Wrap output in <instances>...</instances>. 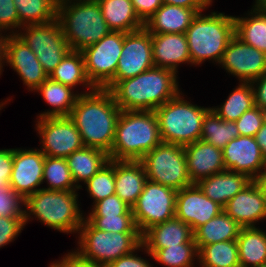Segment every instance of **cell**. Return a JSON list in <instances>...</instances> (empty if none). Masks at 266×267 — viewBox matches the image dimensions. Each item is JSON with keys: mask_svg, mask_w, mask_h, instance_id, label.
I'll use <instances>...</instances> for the list:
<instances>
[{"mask_svg": "<svg viewBox=\"0 0 266 267\" xmlns=\"http://www.w3.org/2000/svg\"><path fill=\"white\" fill-rule=\"evenodd\" d=\"M254 7L266 12V0H256Z\"/></svg>", "mask_w": 266, "mask_h": 267, "instance_id": "55", "label": "cell"}, {"mask_svg": "<svg viewBox=\"0 0 266 267\" xmlns=\"http://www.w3.org/2000/svg\"><path fill=\"white\" fill-rule=\"evenodd\" d=\"M14 28L19 29V17L14 0H0V29H11V35H16L18 31L14 32Z\"/></svg>", "mask_w": 266, "mask_h": 267, "instance_id": "45", "label": "cell"}, {"mask_svg": "<svg viewBox=\"0 0 266 267\" xmlns=\"http://www.w3.org/2000/svg\"><path fill=\"white\" fill-rule=\"evenodd\" d=\"M57 5L60 4V3H64L66 1H70V0H53ZM75 1V0H73Z\"/></svg>", "mask_w": 266, "mask_h": 267, "instance_id": "58", "label": "cell"}, {"mask_svg": "<svg viewBox=\"0 0 266 267\" xmlns=\"http://www.w3.org/2000/svg\"><path fill=\"white\" fill-rule=\"evenodd\" d=\"M257 181L259 182V184L263 188L265 196H266V179H258Z\"/></svg>", "mask_w": 266, "mask_h": 267, "instance_id": "56", "label": "cell"}, {"mask_svg": "<svg viewBox=\"0 0 266 267\" xmlns=\"http://www.w3.org/2000/svg\"><path fill=\"white\" fill-rule=\"evenodd\" d=\"M22 29L25 32L16 35L34 52L43 69L50 76L71 50L64 38L60 23L56 18L43 24L25 25Z\"/></svg>", "mask_w": 266, "mask_h": 267, "instance_id": "10", "label": "cell"}, {"mask_svg": "<svg viewBox=\"0 0 266 267\" xmlns=\"http://www.w3.org/2000/svg\"><path fill=\"white\" fill-rule=\"evenodd\" d=\"M162 142L154 111H121L115 131L111 160L140 161Z\"/></svg>", "mask_w": 266, "mask_h": 267, "instance_id": "3", "label": "cell"}, {"mask_svg": "<svg viewBox=\"0 0 266 267\" xmlns=\"http://www.w3.org/2000/svg\"><path fill=\"white\" fill-rule=\"evenodd\" d=\"M223 211L242 228L256 227L266 218V196L257 180H253L242 191L229 200Z\"/></svg>", "mask_w": 266, "mask_h": 267, "instance_id": "19", "label": "cell"}, {"mask_svg": "<svg viewBox=\"0 0 266 267\" xmlns=\"http://www.w3.org/2000/svg\"><path fill=\"white\" fill-rule=\"evenodd\" d=\"M49 185L47 190L77 191L66 158L45 156L43 181Z\"/></svg>", "mask_w": 266, "mask_h": 267, "instance_id": "39", "label": "cell"}, {"mask_svg": "<svg viewBox=\"0 0 266 267\" xmlns=\"http://www.w3.org/2000/svg\"><path fill=\"white\" fill-rule=\"evenodd\" d=\"M162 3L195 9L198 13H201L212 4V0H162Z\"/></svg>", "mask_w": 266, "mask_h": 267, "instance_id": "52", "label": "cell"}, {"mask_svg": "<svg viewBox=\"0 0 266 267\" xmlns=\"http://www.w3.org/2000/svg\"><path fill=\"white\" fill-rule=\"evenodd\" d=\"M14 3L19 17V28L56 19L57 4L53 0H14Z\"/></svg>", "mask_w": 266, "mask_h": 267, "instance_id": "37", "label": "cell"}, {"mask_svg": "<svg viewBox=\"0 0 266 267\" xmlns=\"http://www.w3.org/2000/svg\"><path fill=\"white\" fill-rule=\"evenodd\" d=\"M201 267H241L237 240L197 246Z\"/></svg>", "mask_w": 266, "mask_h": 267, "instance_id": "34", "label": "cell"}, {"mask_svg": "<svg viewBox=\"0 0 266 267\" xmlns=\"http://www.w3.org/2000/svg\"><path fill=\"white\" fill-rule=\"evenodd\" d=\"M5 61L30 91H35L49 77L34 52L17 35L7 37Z\"/></svg>", "mask_w": 266, "mask_h": 267, "instance_id": "20", "label": "cell"}, {"mask_svg": "<svg viewBox=\"0 0 266 267\" xmlns=\"http://www.w3.org/2000/svg\"><path fill=\"white\" fill-rule=\"evenodd\" d=\"M251 84L254 91L255 105L263 111H266V72L252 81Z\"/></svg>", "mask_w": 266, "mask_h": 267, "instance_id": "51", "label": "cell"}, {"mask_svg": "<svg viewBox=\"0 0 266 267\" xmlns=\"http://www.w3.org/2000/svg\"><path fill=\"white\" fill-rule=\"evenodd\" d=\"M123 43L124 32L111 31L81 51L87 77L96 88H103L115 76Z\"/></svg>", "mask_w": 266, "mask_h": 267, "instance_id": "12", "label": "cell"}, {"mask_svg": "<svg viewBox=\"0 0 266 267\" xmlns=\"http://www.w3.org/2000/svg\"><path fill=\"white\" fill-rule=\"evenodd\" d=\"M177 190L147 180L143 192L132 206L136 228L143 235L154 225L175 217Z\"/></svg>", "mask_w": 266, "mask_h": 267, "instance_id": "11", "label": "cell"}, {"mask_svg": "<svg viewBox=\"0 0 266 267\" xmlns=\"http://www.w3.org/2000/svg\"><path fill=\"white\" fill-rule=\"evenodd\" d=\"M133 215L131 207L116 194L96 202L89 216Z\"/></svg>", "mask_w": 266, "mask_h": 267, "instance_id": "43", "label": "cell"}, {"mask_svg": "<svg viewBox=\"0 0 266 267\" xmlns=\"http://www.w3.org/2000/svg\"><path fill=\"white\" fill-rule=\"evenodd\" d=\"M198 12L195 9L162 4L144 24L151 34H185Z\"/></svg>", "mask_w": 266, "mask_h": 267, "instance_id": "25", "label": "cell"}, {"mask_svg": "<svg viewBox=\"0 0 266 267\" xmlns=\"http://www.w3.org/2000/svg\"><path fill=\"white\" fill-rule=\"evenodd\" d=\"M238 136L240 133L235 121L222 120L212 108L205 114L200 140L223 149Z\"/></svg>", "mask_w": 266, "mask_h": 267, "instance_id": "35", "label": "cell"}, {"mask_svg": "<svg viewBox=\"0 0 266 267\" xmlns=\"http://www.w3.org/2000/svg\"><path fill=\"white\" fill-rule=\"evenodd\" d=\"M81 258L108 266L118 258L140 250L142 235L140 233H112L94 228L85 218L78 230Z\"/></svg>", "mask_w": 266, "mask_h": 267, "instance_id": "8", "label": "cell"}, {"mask_svg": "<svg viewBox=\"0 0 266 267\" xmlns=\"http://www.w3.org/2000/svg\"><path fill=\"white\" fill-rule=\"evenodd\" d=\"M249 17H234L235 35L266 54V12L253 6Z\"/></svg>", "mask_w": 266, "mask_h": 267, "instance_id": "32", "label": "cell"}, {"mask_svg": "<svg viewBox=\"0 0 266 267\" xmlns=\"http://www.w3.org/2000/svg\"><path fill=\"white\" fill-rule=\"evenodd\" d=\"M77 196L76 191L39 189L25 198V224L32 214L51 229L77 233L85 218L79 209Z\"/></svg>", "mask_w": 266, "mask_h": 267, "instance_id": "5", "label": "cell"}, {"mask_svg": "<svg viewBox=\"0 0 266 267\" xmlns=\"http://www.w3.org/2000/svg\"><path fill=\"white\" fill-rule=\"evenodd\" d=\"M35 91H39L44 100L54 108L41 113L38 117L69 116L76 103L78 94H73V88L48 77ZM73 91V92H72Z\"/></svg>", "mask_w": 266, "mask_h": 267, "instance_id": "29", "label": "cell"}, {"mask_svg": "<svg viewBox=\"0 0 266 267\" xmlns=\"http://www.w3.org/2000/svg\"><path fill=\"white\" fill-rule=\"evenodd\" d=\"M49 77L72 88L78 86V84H83V87H89L90 92L96 89L87 77L81 51L70 50Z\"/></svg>", "mask_w": 266, "mask_h": 267, "instance_id": "33", "label": "cell"}, {"mask_svg": "<svg viewBox=\"0 0 266 267\" xmlns=\"http://www.w3.org/2000/svg\"><path fill=\"white\" fill-rule=\"evenodd\" d=\"M45 155L40 149H13L11 188L24 199L37 192L43 184Z\"/></svg>", "mask_w": 266, "mask_h": 267, "instance_id": "17", "label": "cell"}, {"mask_svg": "<svg viewBox=\"0 0 266 267\" xmlns=\"http://www.w3.org/2000/svg\"><path fill=\"white\" fill-rule=\"evenodd\" d=\"M219 64L240 82L251 83L266 72V54L234 35Z\"/></svg>", "mask_w": 266, "mask_h": 267, "instance_id": "15", "label": "cell"}, {"mask_svg": "<svg viewBox=\"0 0 266 267\" xmlns=\"http://www.w3.org/2000/svg\"><path fill=\"white\" fill-rule=\"evenodd\" d=\"M184 149L192 184L226 170L222 149L202 140L186 145Z\"/></svg>", "mask_w": 266, "mask_h": 267, "instance_id": "21", "label": "cell"}, {"mask_svg": "<svg viewBox=\"0 0 266 267\" xmlns=\"http://www.w3.org/2000/svg\"><path fill=\"white\" fill-rule=\"evenodd\" d=\"M87 192L94 199L93 204L115 194V160L103 166L86 183Z\"/></svg>", "mask_w": 266, "mask_h": 267, "instance_id": "40", "label": "cell"}, {"mask_svg": "<svg viewBox=\"0 0 266 267\" xmlns=\"http://www.w3.org/2000/svg\"><path fill=\"white\" fill-rule=\"evenodd\" d=\"M266 120V111H263L256 105L244 112L238 120L236 125L240 136L254 137L257 131L262 127Z\"/></svg>", "mask_w": 266, "mask_h": 267, "instance_id": "44", "label": "cell"}, {"mask_svg": "<svg viewBox=\"0 0 266 267\" xmlns=\"http://www.w3.org/2000/svg\"><path fill=\"white\" fill-rule=\"evenodd\" d=\"M85 219L94 228L105 232L140 233L136 228L133 215L87 216Z\"/></svg>", "mask_w": 266, "mask_h": 267, "instance_id": "41", "label": "cell"}, {"mask_svg": "<svg viewBox=\"0 0 266 267\" xmlns=\"http://www.w3.org/2000/svg\"><path fill=\"white\" fill-rule=\"evenodd\" d=\"M24 226V218L0 217V247L12 242Z\"/></svg>", "mask_w": 266, "mask_h": 267, "instance_id": "46", "label": "cell"}, {"mask_svg": "<svg viewBox=\"0 0 266 267\" xmlns=\"http://www.w3.org/2000/svg\"><path fill=\"white\" fill-rule=\"evenodd\" d=\"M179 92L154 112L162 142L186 146L200 140L205 114L211 109L199 107L181 98Z\"/></svg>", "mask_w": 266, "mask_h": 267, "instance_id": "7", "label": "cell"}, {"mask_svg": "<svg viewBox=\"0 0 266 267\" xmlns=\"http://www.w3.org/2000/svg\"><path fill=\"white\" fill-rule=\"evenodd\" d=\"M147 175L140 161L115 160V194L131 208L143 192Z\"/></svg>", "mask_w": 266, "mask_h": 267, "instance_id": "24", "label": "cell"}, {"mask_svg": "<svg viewBox=\"0 0 266 267\" xmlns=\"http://www.w3.org/2000/svg\"><path fill=\"white\" fill-rule=\"evenodd\" d=\"M24 204L25 199L11 186H0V217L24 218Z\"/></svg>", "mask_w": 266, "mask_h": 267, "instance_id": "42", "label": "cell"}, {"mask_svg": "<svg viewBox=\"0 0 266 267\" xmlns=\"http://www.w3.org/2000/svg\"><path fill=\"white\" fill-rule=\"evenodd\" d=\"M141 248L145 249L144 251L148 253V256L150 255L156 262L167 267H194L192 266L194 257L198 256L194 238L188 243L168 246V248L159 250H147L143 244H141Z\"/></svg>", "mask_w": 266, "mask_h": 267, "instance_id": "38", "label": "cell"}, {"mask_svg": "<svg viewBox=\"0 0 266 267\" xmlns=\"http://www.w3.org/2000/svg\"><path fill=\"white\" fill-rule=\"evenodd\" d=\"M134 252L118 258L107 267H153L148 260L138 257L137 254L134 255Z\"/></svg>", "mask_w": 266, "mask_h": 267, "instance_id": "50", "label": "cell"}, {"mask_svg": "<svg viewBox=\"0 0 266 267\" xmlns=\"http://www.w3.org/2000/svg\"><path fill=\"white\" fill-rule=\"evenodd\" d=\"M151 38L155 67L171 69L177 74L179 64H192L185 34H151Z\"/></svg>", "mask_w": 266, "mask_h": 267, "instance_id": "22", "label": "cell"}, {"mask_svg": "<svg viewBox=\"0 0 266 267\" xmlns=\"http://www.w3.org/2000/svg\"><path fill=\"white\" fill-rule=\"evenodd\" d=\"M97 2L111 31L130 33L144 27L131 0H97Z\"/></svg>", "mask_w": 266, "mask_h": 267, "instance_id": "28", "label": "cell"}, {"mask_svg": "<svg viewBox=\"0 0 266 267\" xmlns=\"http://www.w3.org/2000/svg\"><path fill=\"white\" fill-rule=\"evenodd\" d=\"M222 150L226 170L247 174L253 180L262 176L266 158L254 137L238 136Z\"/></svg>", "mask_w": 266, "mask_h": 267, "instance_id": "18", "label": "cell"}, {"mask_svg": "<svg viewBox=\"0 0 266 267\" xmlns=\"http://www.w3.org/2000/svg\"><path fill=\"white\" fill-rule=\"evenodd\" d=\"M154 67L151 33L143 27L124 33V43L115 76L103 87L110 90L118 81L133 78Z\"/></svg>", "mask_w": 266, "mask_h": 267, "instance_id": "13", "label": "cell"}, {"mask_svg": "<svg viewBox=\"0 0 266 267\" xmlns=\"http://www.w3.org/2000/svg\"><path fill=\"white\" fill-rule=\"evenodd\" d=\"M194 233L189 225L174 217L149 228L142 235V244L147 250H159L190 242Z\"/></svg>", "mask_w": 266, "mask_h": 267, "instance_id": "26", "label": "cell"}, {"mask_svg": "<svg viewBox=\"0 0 266 267\" xmlns=\"http://www.w3.org/2000/svg\"><path fill=\"white\" fill-rule=\"evenodd\" d=\"M7 37L8 35L2 36L1 30H0V75L2 72V68H3L2 64L5 62Z\"/></svg>", "mask_w": 266, "mask_h": 267, "instance_id": "54", "label": "cell"}, {"mask_svg": "<svg viewBox=\"0 0 266 267\" xmlns=\"http://www.w3.org/2000/svg\"><path fill=\"white\" fill-rule=\"evenodd\" d=\"M259 179H266V161H265V167L262 176Z\"/></svg>", "mask_w": 266, "mask_h": 267, "instance_id": "57", "label": "cell"}, {"mask_svg": "<svg viewBox=\"0 0 266 267\" xmlns=\"http://www.w3.org/2000/svg\"><path fill=\"white\" fill-rule=\"evenodd\" d=\"M252 181L247 174L225 170L200 180L197 185L208 198L224 208Z\"/></svg>", "mask_w": 266, "mask_h": 267, "instance_id": "23", "label": "cell"}, {"mask_svg": "<svg viewBox=\"0 0 266 267\" xmlns=\"http://www.w3.org/2000/svg\"><path fill=\"white\" fill-rule=\"evenodd\" d=\"M254 138L259 145L262 154L266 158V120L263 123L262 127L257 131Z\"/></svg>", "mask_w": 266, "mask_h": 267, "instance_id": "53", "label": "cell"}, {"mask_svg": "<svg viewBox=\"0 0 266 267\" xmlns=\"http://www.w3.org/2000/svg\"><path fill=\"white\" fill-rule=\"evenodd\" d=\"M177 83L173 70L154 66L118 81L109 91L121 111H155L180 92Z\"/></svg>", "mask_w": 266, "mask_h": 267, "instance_id": "2", "label": "cell"}, {"mask_svg": "<svg viewBox=\"0 0 266 267\" xmlns=\"http://www.w3.org/2000/svg\"><path fill=\"white\" fill-rule=\"evenodd\" d=\"M13 149H0V186H10Z\"/></svg>", "mask_w": 266, "mask_h": 267, "instance_id": "48", "label": "cell"}, {"mask_svg": "<svg viewBox=\"0 0 266 267\" xmlns=\"http://www.w3.org/2000/svg\"><path fill=\"white\" fill-rule=\"evenodd\" d=\"M147 180L181 190L192 185L184 146L161 142L140 160Z\"/></svg>", "mask_w": 266, "mask_h": 267, "instance_id": "9", "label": "cell"}, {"mask_svg": "<svg viewBox=\"0 0 266 267\" xmlns=\"http://www.w3.org/2000/svg\"><path fill=\"white\" fill-rule=\"evenodd\" d=\"M54 267H107L99 265L98 263L85 260L77 253L70 252L66 254L61 261L51 263Z\"/></svg>", "mask_w": 266, "mask_h": 267, "instance_id": "49", "label": "cell"}, {"mask_svg": "<svg viewBox=\"0 0 266 267\" xmlns=\"http://www.w3.org/2000/svg\"><path fill=\"white\" fill-rule=\"evenodd\" d=\"M222 211L223 207L208 198L197 184L177 191L175 217L189 225L193 232Z\"/></svg>", "mask_w": 266, "mask_h": 267, "instance_id": "16", "label": "cell"}, {"mask_svg": "<svg viewBox=\"0 0 266 267\" xmlns=\"http://www.w3.org/2000/svg\"><path fill=\"white\" fill-rule=\"evenodd\" d=\"M259 267H266V263H264L263 265L259 266Z\"/></svg>", "mask_w": 266, "mask_h": 267, "instance_id": "60", "label": "cell"}, {"mask_svg": "<svg viewBox=\"0 0 266 267\" xmlns=\"http://www.w3.org/2000/svg\"><path fill=\"white\" fill-rule=\"evenodd\" d=\"M241 267H259L266 263V232L258 227L241 228L238 238Z\"/></svg>", "mask_w": 266, "mask_h": 267, "instance_id": "30", "label": "cell"}, {"mask_svg": "<svg viewBox=\"0 0 266 267\" xmlns=\"http://www.w3.org/2000/svg\"><path fill=\"white\" fill-rule=\"evenodd\" d=\"M4 104H6V103H5V102H4V103L2 102V103L0 104V110H1V108L4 106Z\"/></svg>", "mask_w": 266, "mask_h": 267, "instance_id": "59", "label": "cell"}, {"mask_svg": "<svg viewBox=\"0 0 266 267\" xmlns=\"http://www.w3.org/2000/svg\"><path fill=\"white\" fill-rule=\"evenodd\" d=\"M255 106L254 91L251 83L241 82L228 96L225 103L212 110L225 121H236L240 116Z\"/></svg>", "mask_w": 266, "mask_h": 267, "instance_id": "36", "label": "cell"}, {"mask_svg": "<svg viewBox=\"0 0 266 267\" xmlns=\"http://www.w3.org/2000/svg\"><path fill=\"white\" fill-rule=\"evenodd\" d=\"M241 226L224 211L198 227L194 233L196 246L237 240Z\"/></svg>", "mask_w": 266, "mask_h": 267, "instance_id": "31", "label": "cell"}, {"mask_svg": "<svg viewBox=\"0 0 266 267\" xmlns=\"http://www.w3.org/2000/svg\"><path fill=\"white\" fill-rule=\"evenodd\" d=\"M139 19L145 24L162 6V0H131Z\"/></svg>", "mask_w": 266, "mask_h": 267, "instance_id": "47", "label": "cell"}, {"mask_svg": "<svg viewBox=\"0 0 266 267\" xmlns=\"http://www.w3.org/2000/svg\"><path fill=\"white\" fill-rule=\"evenodd\" d=\"M56 18L73 51H82L111 32L97 0L60 3L57 5Z\"/></svg>", "mask_w": 266, "mask_h": 267, "instance_id": "4", "label": "cell"}, {"mask_svg": "<svg viewBox=\"0 0 266 267\" xmlns=\"http://www.w3.org/2000/svg\"><path fill=\"white\" fill-rule=\"evenodd\" d=\"M120 113L112 93L104 88H96L92 92L80 93L69 117L81 134L85 147L109 153Z\"/></svg>", "mask_w": 266, "mask_h": 267, "instance_id": "1", "label": "cell"}, {"mask_svg": "<svg viewBox=\"0 0 266 267\" xmlns=\"http://www.w3.org/2000/svg\"><path fill=\"white\" fill-rule=\"evenodd\" d=\"M36 126L45 156L67 158L84 147L81 134L69 116L39 118Z\"/></svg>", "mask_w": 266, "mask_h": 267, "instance_id": "14", "label": "cell"}, {"mask_svg": "<svg viewBox=\"0 0 266 267\" xmlns=\"http://www.w3.org/2000/svg\"><path fill=\"white\" fill-rule=\"evenodd\" d=\"M66 160L75 185L81 189L82 186L79 185V182L82 181L85 184L110 161V157L101 149L84 146L70 154Z\"/></svg>", "mask_w": 266, "mask_h": 267, "instance_id": "27", "label": "cell"}, {"mask_svg": "<svg viewBox=\"0 0 266 267\" xmlns=\"http://www.w3.org/2000/svg\"><path fill=\"white\" fill-rule=\"evenodd\" d=\"M198 13L185 35L191 63L202 64L206 59L220 63L229 41L235 35L234 16L211 12Z\"/></svg>", "mask_w": 266, "mask_h": 267, "instance_id": "6", "label": "cell"}]
</instances>
